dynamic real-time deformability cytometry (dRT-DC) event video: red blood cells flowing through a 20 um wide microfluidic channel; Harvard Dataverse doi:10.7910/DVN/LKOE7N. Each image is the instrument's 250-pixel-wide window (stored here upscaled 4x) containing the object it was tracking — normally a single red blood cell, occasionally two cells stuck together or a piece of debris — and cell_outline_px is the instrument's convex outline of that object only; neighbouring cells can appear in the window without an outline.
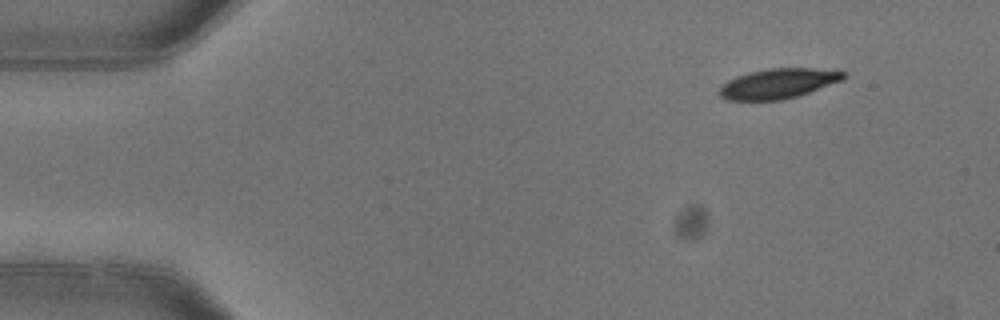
{"species": "common noctule bat (a hibernating species)", "species_latin": "Nyctalus noctula", "temperature_condition": "warm", "stored_images_in_passage": 4, "camera_frame_rate_fps": 3000, "um_per_image_px": 0.085, "animal": {"sex": "female"}, "frame": {"image": 1, "passage_image": 4, "time_ms": 1.0, "image_size_px": [1000, 320], "cell_outline_px": [[844, 76], [840, 80], [808, 92], [796, 96], [780, 100], [724, 100], [720, 96], [720, 84], [736, 76], [748, 72], [768, 68], [840, 68], [844, 72]], "centroid_in_image_um": [66.12, 7.08], "position_along_channel_um": 18.9, "area_um2": 21.73}}